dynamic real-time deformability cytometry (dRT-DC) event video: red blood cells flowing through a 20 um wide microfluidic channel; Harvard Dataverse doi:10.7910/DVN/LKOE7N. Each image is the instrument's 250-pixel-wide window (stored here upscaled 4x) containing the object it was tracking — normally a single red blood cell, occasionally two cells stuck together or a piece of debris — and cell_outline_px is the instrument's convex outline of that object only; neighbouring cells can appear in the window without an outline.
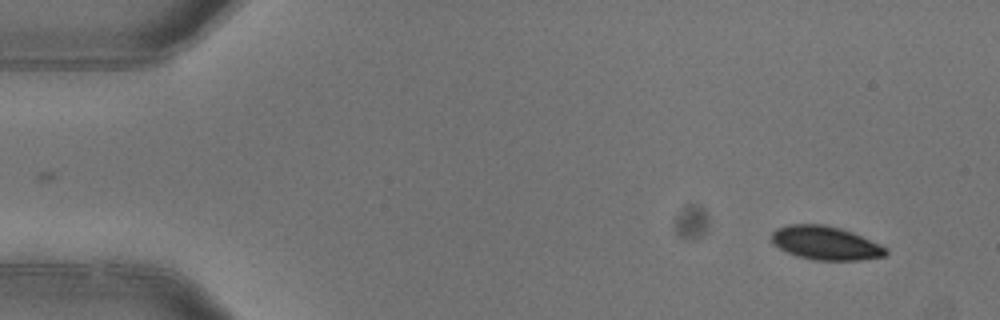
{"species": "common noctule bat (a hibernating species)", "species_latin": "Nyctalus noctula", "temperature_condition": "warm", "stored_images_in_passage": 4, "camera_frame_rate_fps": 3000, "um_per_image_px": 0.085, "animal": {"sex": "female"}, "frame": {"image": 1, "passage_image": 1, "time_ms": 0.0, "image_size_px": [1000, 320], "cell_outline_px": [[888, 252], [884, 256], [860, 260], [812, 260], [796, 256], [772, 244], [772, 232], [776, 228], [788, 224], [824, 224], [840, 228], [852, 232], [880, 244], [888, 248]], "centroid_in_image_um": [70.16, 20.65], "position_along_channel_um": 14.8, "area_um2": 22.48}}
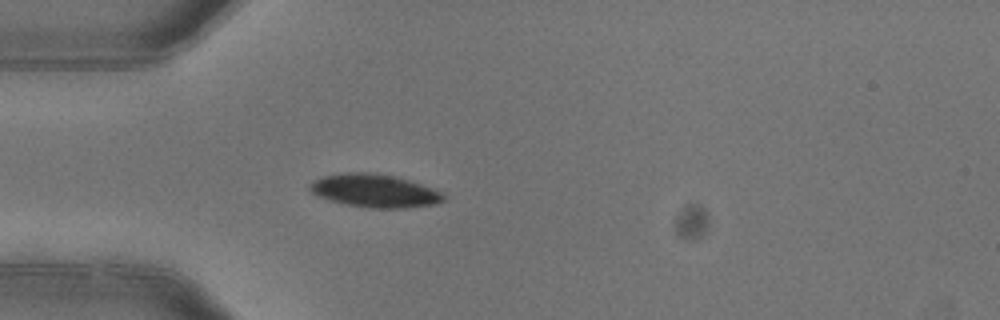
{"frame": {"image": 2, "passage_image": 4, "time_ms": 1.0, "image_size_px": [1000, 320], "cell_outline_px": [[448, 196], [444, 200], [436, 204], [404, 208], [372, 208], [344, 204], [328, 200], [312, 192], [308, 188], [312, 180], [324, 176], [344, 172], [368, 172], [392, 176], [408, 180], [444, 192]], "centroid_in_image_um": [31.86, 16.22], "position_along_channel_um": 53.1, "area_um2": 25.84}}